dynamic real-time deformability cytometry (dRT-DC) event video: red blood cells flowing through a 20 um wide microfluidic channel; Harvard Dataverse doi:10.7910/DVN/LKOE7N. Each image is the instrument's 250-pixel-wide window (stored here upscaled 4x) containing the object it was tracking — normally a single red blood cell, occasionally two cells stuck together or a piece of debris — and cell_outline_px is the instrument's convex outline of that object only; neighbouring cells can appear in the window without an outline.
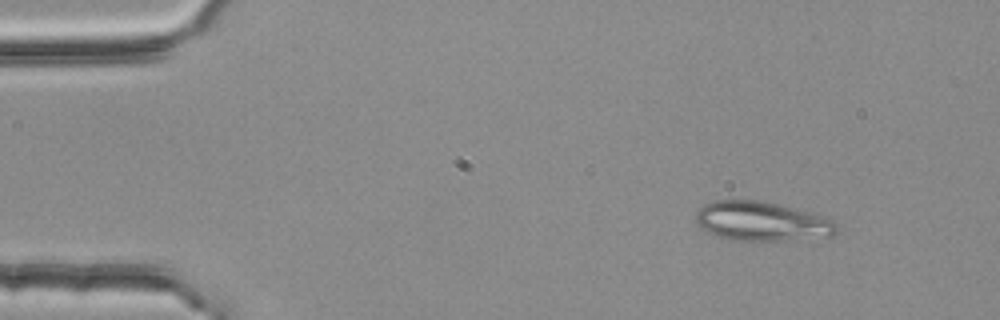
{"species": "common noctule bat (a hibernating species)", "species_latin": "Nyctalus noctula", "temperature_condition": "room temperature", "stored_images_in_passage": 3, "camera_frame_rate_fps": 3000, "um_per_image_px": 0.085, "animal": {"sex": "female", "body_mass_g": 25.1}, "frame": {"image": 1, "passage_image": 1, "time_ms": 0.0, "image_size_px": [1000, 320], "cell_outline_px": [[836, 232], [832, 236], [776, 240], [732, 240], [708, 232], [700, 228], [696, 220], [696, 212], [704, 204], [712, 200], [760, 200], [812, 212], [828, 216], [836, 224]], "centroid_in_image_um": [64.74, 18.79], "position_along_channel_um": 20.3, "area_um2": 32.14}}